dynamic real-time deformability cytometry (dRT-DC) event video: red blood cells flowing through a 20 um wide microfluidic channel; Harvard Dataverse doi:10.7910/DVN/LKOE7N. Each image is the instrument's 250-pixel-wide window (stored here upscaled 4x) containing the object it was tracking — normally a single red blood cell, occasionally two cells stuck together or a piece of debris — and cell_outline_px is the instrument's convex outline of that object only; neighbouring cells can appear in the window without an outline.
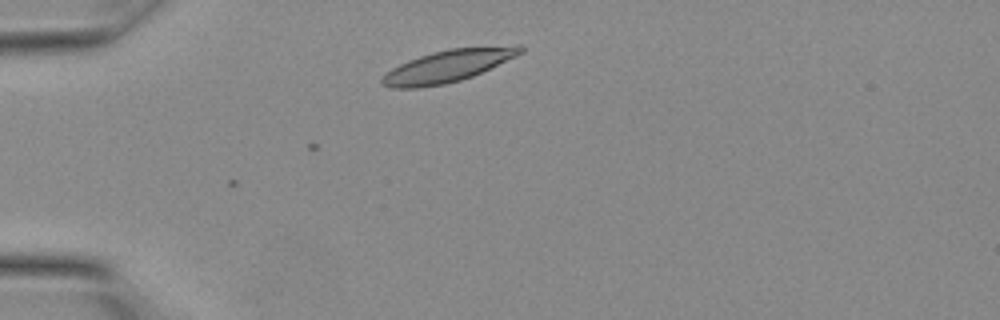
{"species": "Egyptian fruit bat (a non-hibernating species)", "species_latin": "Rousettus aegyptiacus", "temperature_condition": "warm", "stored_images_in_passage": 3, "camera_frame_rate_fps": 3000, "um_per_image_px": 0.085, "animal": {"sex": "female"}, "frame": {"image": 1, "passage_image": 3, "time_ms": 0.667, "image_size_px": [1000, 320], "cell_outline_px": [[524, 52], [516, 56], [472, 76], [460, 80], [444, 84], [420, 88], [392, 88], [384, 84], [380, 80], [392, 68], [408, 60], [432, 52], [448, 48], [516, 44], [520, 44], [524, 48]], "centroid_in_image_um": [38.13, 5.58], "position_along_channel_um": 46.9, "area_um2": 25.89}}